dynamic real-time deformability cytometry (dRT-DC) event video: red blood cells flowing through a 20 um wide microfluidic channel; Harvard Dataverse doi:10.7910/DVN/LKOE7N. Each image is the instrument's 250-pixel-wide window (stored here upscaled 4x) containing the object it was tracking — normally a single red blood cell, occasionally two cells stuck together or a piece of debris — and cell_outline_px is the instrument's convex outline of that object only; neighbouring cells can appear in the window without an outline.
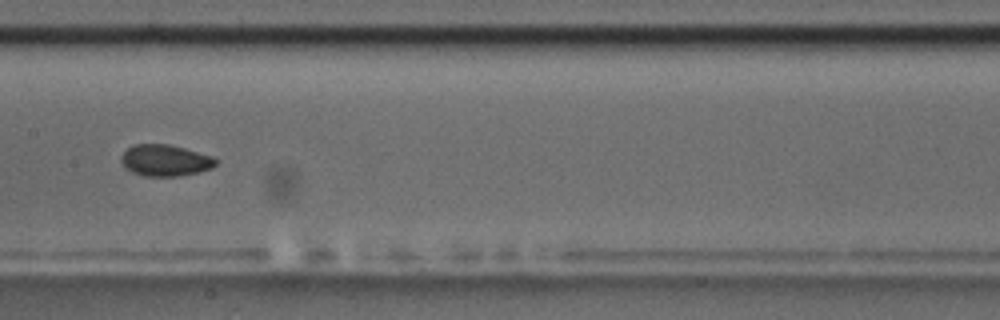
{"species": "common noctule bat (a hibernating species)", "species_latin": "Nyctalus noctula", "temperature_condition": "room temperature", "stored_images_in_passage": 15, "camera_frame_rate_fps": 3000, "um_per_image_px": 0.085, "animal": {"sex": "male", "body_mass_g": 17.5, "forearm_length_mm": 52.3}, "frame": {"image": 1, "passage_image": 7, "time_ms": 2.0, "image_size_px": [1000, 320], "cell_outline_px": [[216, 164], [212, 168], [196, 172], [176, 176], [144, 176], [132, 172], [120, 160], [120, 156], [132, 144], [168, 144], [184, 148], [212, 156], [216, 160]], "centroid_in_image_um": [14.02, 13.62], "position_along_channel_um": 193.4, "area_um2": 17.11}}
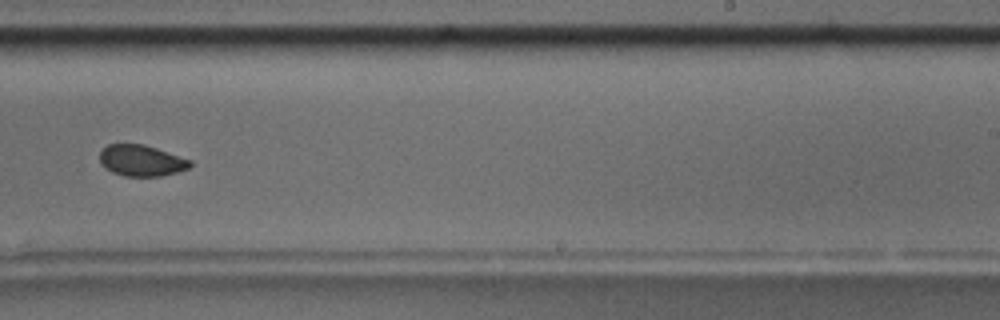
{"frame": {"image": 2, "passage_image": 9, "time_ms": 2.667, "image_size_px": [1000, 320], "cell_outline_px": [[192, 164], [188, 168], [176, 172], [160, 176], [124, 176], [112, 172], [100, 164], [100, 148], [108, 144], [144, 144], [192, 160]], "centroid_in_image_um": [11.99, 13.64], "position_along_channel_um": 277.0, "area_um2": 16.47}}